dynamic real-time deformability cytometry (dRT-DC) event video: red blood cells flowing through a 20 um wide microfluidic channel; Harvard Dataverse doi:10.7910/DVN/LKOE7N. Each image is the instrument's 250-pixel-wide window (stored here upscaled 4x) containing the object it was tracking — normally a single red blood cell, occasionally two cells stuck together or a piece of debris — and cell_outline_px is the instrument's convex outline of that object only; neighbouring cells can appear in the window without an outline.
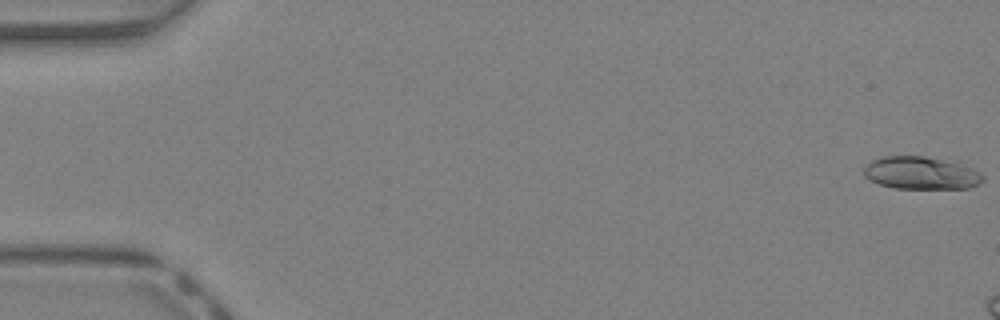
{"species": "Egyptian fruit bat (a non-hibernating species)", "species_latin": "Rousettus aegyptiacus", "temperature_condition": "warm", "stored_images_in_passage": 7, "camera_frame_rate_fps": 3000, "um_per_image_px": 0.085, "animal": {"sex": "female"}, "frame": {"image": 1, "passage_image": 1, "time_ms": 0.0, "image_size_px": [1000, 320], "cell_outline_px": [[984, 180], [980, 184], [968, 188], [892, 188], [868, 180], [864, 176], [864, 164], [880, 156], [924, 156], [956, 164], [980, 172], [984, 176]], "centroid_in_image_um": [78.21, 14.72], "position_along_channel_um": 6.8, "area_um2": 22.43}}